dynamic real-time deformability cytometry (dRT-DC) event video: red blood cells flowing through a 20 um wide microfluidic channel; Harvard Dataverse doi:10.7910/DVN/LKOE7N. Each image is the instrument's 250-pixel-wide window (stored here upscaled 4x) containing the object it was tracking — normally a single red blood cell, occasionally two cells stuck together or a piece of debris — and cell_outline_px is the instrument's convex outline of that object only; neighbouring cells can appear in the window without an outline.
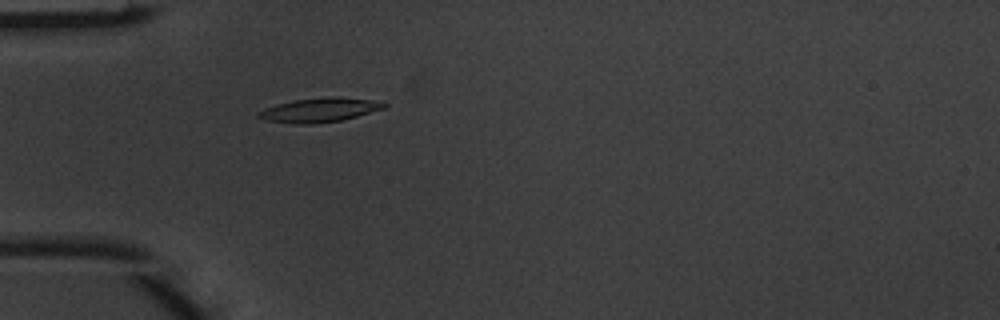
{"species": "common noctule bat (a hibernating species)", "species_latin": "Nyctalus noctula", "temperature_condition": "warm", "stored_images_in_passage": 4, "camera_frame_rate_fps": 3000, "um_per_image_px": 0.085, "animal": {"sex": "male", "body_mass_g": 20.1, "forearm_length_mm": 53.5}, "frame": {"image": 1, "passage_image": 4, "time_ms": 1.0, "image_size_px": [1000, 320], "cell_outline_px": [[388, 104], [384, 108], [356, 116], [340, 120], [312, 124], [296, 124], [268, 120], [256, 116], [256, 112], [264, 108], [276, 104], [296, 100], [328, 96], [368, 100]], "centroid_in_image_um": [27.08, 9.35], "position_along_channel_um": 57.9, "area_um2": 17.28}}